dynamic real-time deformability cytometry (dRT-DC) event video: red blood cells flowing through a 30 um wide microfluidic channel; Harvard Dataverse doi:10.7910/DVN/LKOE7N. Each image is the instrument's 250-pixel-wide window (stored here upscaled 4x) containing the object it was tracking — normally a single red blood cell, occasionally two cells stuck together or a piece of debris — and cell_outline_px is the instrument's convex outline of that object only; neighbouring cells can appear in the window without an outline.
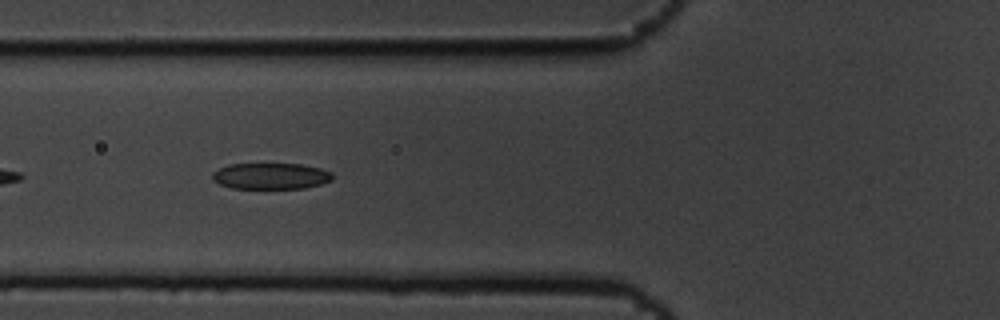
{"species": "common noctule bat (a hibernating species)", "species_latin": "Nyctalus noctula", "temperature_condition": "cold", "stored_images_in_passage": 14, "camera_frame_rate_fps": 3000, "um_per_image_px": 0.085, "animal": {"sex": "male", "body_mass_g": 19.5, "forearm_length_mm": 54.6}, "frame": {"image": 1, "passage_image": 5, "time_ms": 1.333, "image_size_px": [1000, 320], "cell_outline_px": [[332, 180], [320, 184], [304, 188], [232, 188], [220, 184], [212, 180], [212, 172], [228, 164], [300, 164], [320, 168], [332, 172]], "centroid_in_image_um": [23.0, 14.96], "position_along_channel_um": 102.8, "area_um2": 18.26}}
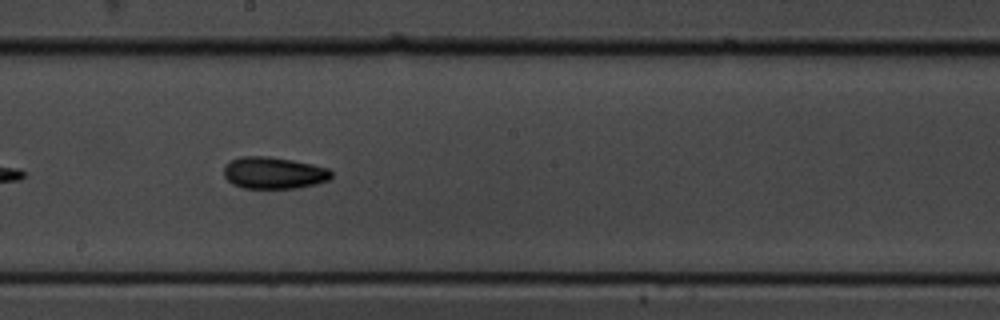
{"frame": {"image": 2, "passage_image": 8, "time_ms": 2.333, "image_size_px": [1000, 320], "cell_outline_px": [[332, 176], [328, 180], [316, 184], [296, 188], [244, 188], [232, 184], [224, 176], [224, 164], [240, 156], [268, 156], [292, 160], [312, 164], [328, 168], [332, 172]], "centroid_in_image_um": [23.25, 14.69], "position_along_channel_um": 224.9, "area_um2": 20.0}}
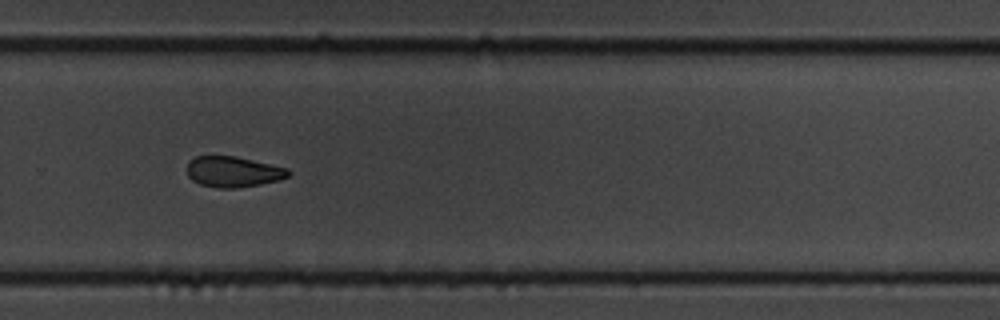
{"frame": {"image": 3, "passage_image": 10, "time_ms": 3.0, "image_size_px": [1000, 320], "cell_outline_px": [[292, 172], [288, 176], [280, 180], [260, 184], [236, 188], [216, 188], [200, 184], [192, 180], [188, 176], [188, 160], [196, 156], [236, 156], [288, 168]], "centroid_in_image_um": [19.83, 14.6], "position_along_channel_um": 310.0, "area_um2": 18.21}}